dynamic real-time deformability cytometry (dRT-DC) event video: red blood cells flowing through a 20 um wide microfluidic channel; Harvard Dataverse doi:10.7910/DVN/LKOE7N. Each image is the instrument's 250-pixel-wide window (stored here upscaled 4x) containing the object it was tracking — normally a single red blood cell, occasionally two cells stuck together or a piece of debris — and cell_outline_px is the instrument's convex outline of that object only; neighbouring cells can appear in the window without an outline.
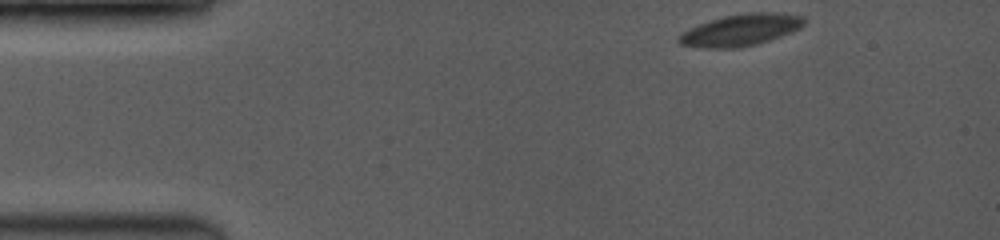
{"species": "common noctule bat (a hibernating species)", "species_latin": "Nyctalus noctula", "temperature_condition": "room temperature", "stored_images_in_passage": 19, "camera_frame_rate_fps": 3500, "um_per_image_px": 0.085, "animal": {"sex": "female", "body_mass_g": 19.0, "forearm_length_mm": 53.3}, "frame": {"image": 1, "passage_image": 1, "time_ms": 0.0, "image_size_px": [1000, 240], "cell_outline_px": [[804, 24], [800, 28], [792, 32], [756, 44], [740, 48], [704, 48], [680, 44], [676, 40], [676, 36], [700, 24], [724, 16], [752, 12], [772, 12], [804, 16]], "centroid_in_image_um": [62.96, 2.56], "position_along_channel_um": 22.0, "area_um2": 22.89}}
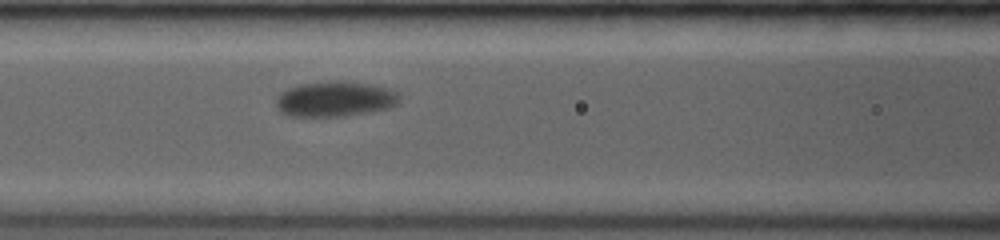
{"frame": {"image": 2, "passage_image": 11, "time_ms": 5.143, "image_size_px": [1000, 240], "cell_outline_px": [[400, 100], [396, 104], [388, 108], [344, 116], [288, 116], [280, 112], [276, 104], [276, 100], [280, 92], [288, 88], [300, 84], [328, 80], [336, 80], [368, 84], [392, 88], [400, 96]], "centroid_in_image_um": [28.46, 8.4], "position_along_channel_um": 138.1, "area_um2": 25.49}}
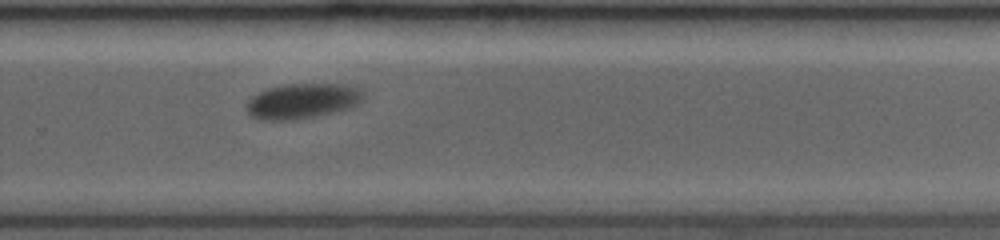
{"frame": {"image": 3, "passage_image": 19, "time_ms": 9.429, "image_size_px": [1000, 240], "cell_outline_px": [[364, 100], [360, 104], [352, 108], [336, 112], [316, 116], [292, 120], [260, 120], [252, 116], [244, 108], [244, 104], [252, 96], [268, 88], [288, 84], [344, 84], [356, 88], [364, 92]], "centroid_in_image_um": [25.72, 8.6], "position_along_channel_um": 304.1, "area_um2": 24.28}}